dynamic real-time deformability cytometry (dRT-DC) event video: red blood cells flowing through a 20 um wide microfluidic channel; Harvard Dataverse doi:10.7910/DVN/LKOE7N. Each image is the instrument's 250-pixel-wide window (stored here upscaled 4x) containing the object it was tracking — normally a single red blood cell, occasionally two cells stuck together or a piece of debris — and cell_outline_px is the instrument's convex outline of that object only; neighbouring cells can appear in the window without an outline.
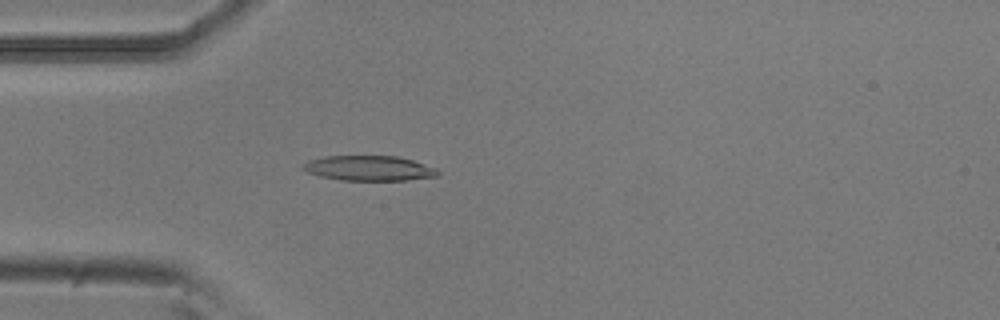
{"species": "common noctule bat (a hibernating species)", "species_latin": "Nyctalus noctula", "temperature_condition": "room temperature", "stored_images_in_passage": 41, "camera_frame_rate_fps": 3000, "um_per_image_px": 0.085, "animal": {"sex": "male", "body_mass_g": 20.5, "forearm_length_mm": 52.5}, "frame": {"image": 1, "passage_image": 3, "time_ms": 0.667, "image_size_px": [1000, 320], "cell_outline_px": [[440, 172], [436, 176], [408, 180], [340, 180], [320, 176], [308, 172], [300, 168], [308, 160], [324, 156], [396, 156], [412, 160], [436, 168]], "centroid_in_image_um": [31.34, 14.3], "position_along_channel_um": 53.7, "area_um2": 19.59}}
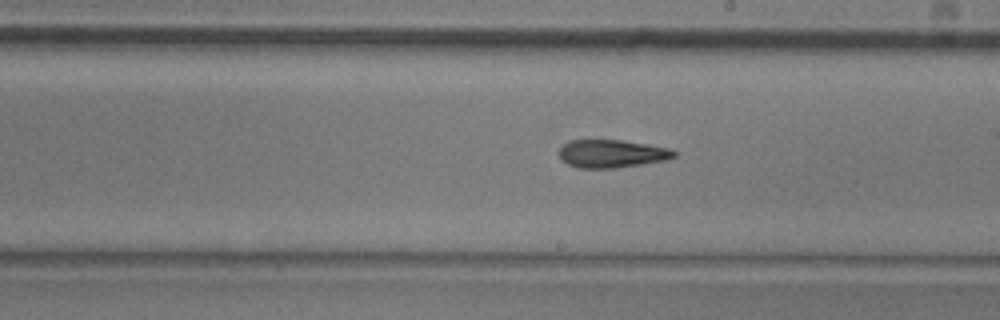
{"frame": {"image": 2, "passage_image": 18, "time_ms": 5.667, "image_size_px": [1000, 320], "cell_outline_px": [[676, 156], [664, 160], [616, 168], [580, 168], [568, 164], [560, 156], [560, 148], [568, 140], [620, 140], [668, 148], [676, 152]], "centroid_in_image_um": [51.98, 13.06], "position_along_channel_um": 237.0, "area_um2": 18.38}}
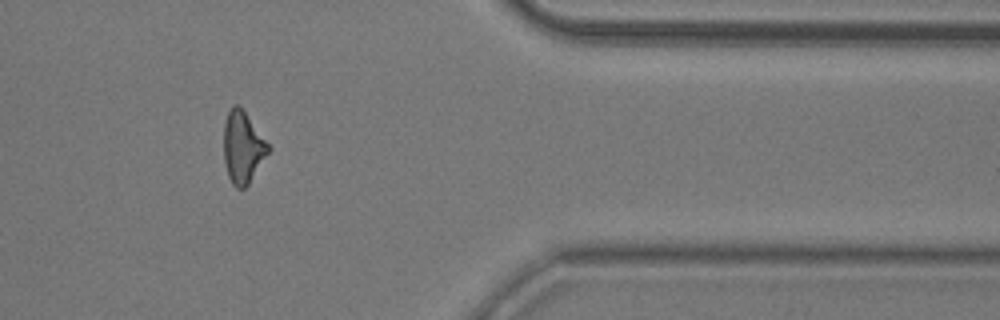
{"frame": {"image": 3, "passage_image": 32, "time_ms": 10.333, "image_size_px": [1000, 320], "cell_outline_px": [[268, 152], [248, 184], [244, 188], [236, 188], [232, 184], [228, 176], [224, 160], [224, 120], [232, 104], [240, 104], [268, 144]], "centroid_in_image_um": [20.59, 12.48], "position_along_channel_um": 390.8, "area_um2": 18.38}, "authors_computed_cell_mechanics": {"area_um2": 18.9584, "velocity_mm_per_s": 3.7745, "shape_relaxation_time_tau1_ms": 7.7888, "shape_relaxation_time_tau2_ms": 7.1628, "deformation_change_tau1": 0.2044, "deformation_change_tau2": 0.1932}}